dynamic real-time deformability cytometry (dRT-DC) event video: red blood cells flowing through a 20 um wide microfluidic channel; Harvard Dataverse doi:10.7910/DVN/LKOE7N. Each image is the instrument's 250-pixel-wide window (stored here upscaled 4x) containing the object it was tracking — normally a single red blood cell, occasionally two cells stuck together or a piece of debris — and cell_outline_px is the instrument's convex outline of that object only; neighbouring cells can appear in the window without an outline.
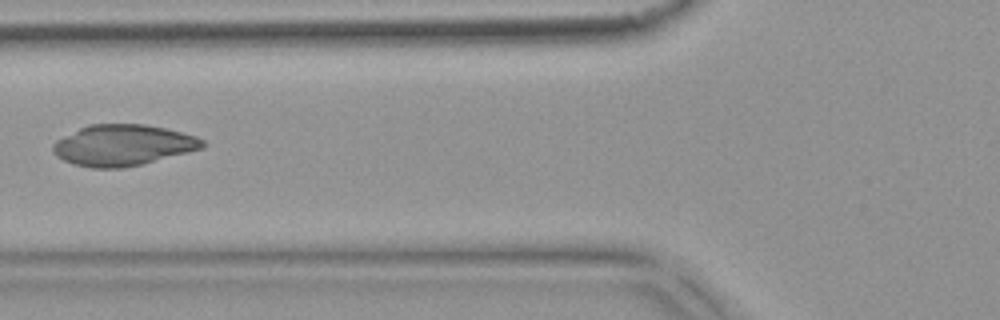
{"species": "common noctule bat (a hibernating species)", "species_latin": "Nyctalus noctula", "temperature_condition": "warm", "stored_images_in_passage": 6, "camera_frame_rate_fps": 3000, "um_per_image_px": 0.085, "animal": {"sex": "female", "body_mass_g": 18.4}, "frame": {"image": 1, "passage_image": 5, "time_ms": 1.333, "image_size_px": [1000, 320], "cell_outline_px": [[204, 144], [200, 148], [140, 164], [124, 168], [92, 168], [76, 164], [64, 160], [52, 148], [52, 144], [56, 140], [88, 124], [144, 124], [164, 128], [196, 136], [204, 140]], "centroid_in_image_um": [10.42, 12.33], "position_along_channel_um": 115.4, "area_um2": 34.97}}